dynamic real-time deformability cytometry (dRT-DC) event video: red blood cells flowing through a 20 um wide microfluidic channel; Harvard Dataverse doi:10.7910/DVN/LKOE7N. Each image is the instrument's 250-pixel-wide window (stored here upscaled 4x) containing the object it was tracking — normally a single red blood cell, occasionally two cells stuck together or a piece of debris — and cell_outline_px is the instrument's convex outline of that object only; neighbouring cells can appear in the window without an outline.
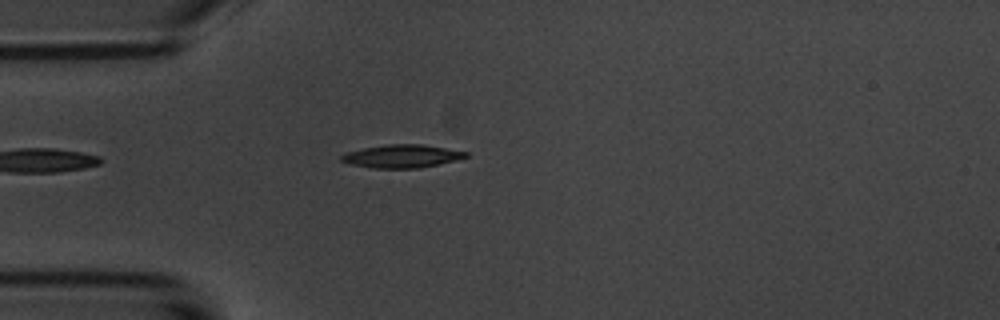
{"species": "common noctule bat (a hibernating species)", "species_latin": "Nyctalus noctula", "temperature_condition": "room temperature", "stored_images_in_passage": 6, "segment_of_instrument_passage": [2, 2], "camera_frame_rate_fps": 3000, "um_per_image_px": 0.085, "animal": {"sex": "male", "body_mass_g": 20.1, "forearm_length_mm": 53.5}, "frame": {"image": 1, "passage_image": 5, "time_ms": 4.667, "image_size_px": [1000, 320], "cell_outline_px": [[468, 156], [420, 168], [372, 168], [352, 164], [340, 160], [340, 156], [344, 152], [364, 148], [388, 144], [420, 144], [468, 152]], "centroid_in_image_um": [34.08, 13.27], "position_along_channel_um": 50.9, "area_um2": 16.42}}